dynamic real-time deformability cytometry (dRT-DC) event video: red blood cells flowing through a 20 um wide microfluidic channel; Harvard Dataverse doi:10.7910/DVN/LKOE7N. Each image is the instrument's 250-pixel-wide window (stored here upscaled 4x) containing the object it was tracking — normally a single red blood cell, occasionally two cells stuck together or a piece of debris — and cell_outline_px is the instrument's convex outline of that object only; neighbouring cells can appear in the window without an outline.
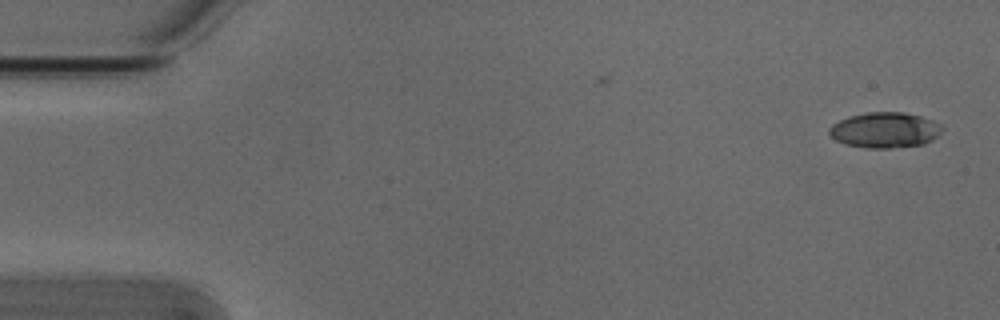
{"species": "Egyptian fruit bat (a non-hibernating species)", "species_latin": "Rousettus aegyptiacus", "temperature_condition": "cold", "stored_images_in_passage": 7, "camera_frame_rate_fps": 3000, "um_per_image_px": 0.085, "animal": {"sex": "male"}, "frame": {"image": 1, "passage_image": 1, "time_ms": 0.0, "image_size_px": [1000, 320], "cell_outline_px": [[944, 128], [932, 140], [924, 144], [888, 148], [868, 148], [848, 144], [836, 140], [828, 132], [828, 128], [832, 124], [848, 116], [868, 112], [904, 112], [920, 116], [932, 120], [940, 124]], "centroid_in_image_um": [75.21, 11.04], "position_along_channel_um": 9.8, "area_um2": 23.24}}